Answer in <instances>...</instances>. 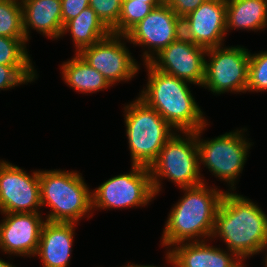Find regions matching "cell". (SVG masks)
<instances>
[{"label":"cell","instance_id":"1","mask_svg":"<svg viewBox=\"0 0 267 267\" xmlns=\"http://www.w3.org/2000/svg\"><path fill=\"white\" fill-rule=\"evenodd\" d=\"M220 237L226 249L242 261L267 250V215L251 199L225 191L220 201L212 238Z\"/></svg>","mask_w":267,"mask_h":267},{"label":"cell","instance_id":"2","mask_svg":"<svg viewBox=\"0 0 267 267\" xmlns=\"http://www.w3.org/2000/svg\"><path fill=\"white\" fill-rule=\"evenodd\" d=\"M203 182L180 188L182 198L171 208L161 237V246L171 249L179 243L206 241L213 234L215 216L225 191ZM202 240H201V239Z\"/></svg>","mask_w":267,"mask_h":267},{"label":"cell","instance_id":"3","mask_svg":"<svg viewBox=\"0 0 267 267\" xmlns=\"http://www.w3.org/2000/svg\"><path fill=\"white\" fill-rule=\"evenodd\" d=\"M146 65L148 81L138 96L155 109L176 132H195L208 125L206 118L193 98L189 84L177 77ZM188 83V84H187Z\"/></svg>","mask_w":267,"mask_h":267},{"label":"cell","instance_id":"4","mask_svg":"<svg viewBox=\"0 0 267 267\" xmlns=\"http://www.w3.org/2000/svg\"><path fill=\"white\" fill-rule=\"evenodd\" d=\"M41 206L51 211L46 221L78 223L92 211V195L81 173L68 170H39Z\"/></svg>","mask_w":267,"mask_h":267},{"label":"cell","instance_id":"5","mask_svg":"<svg viewBox=\"0 0 267 267\" xmlns=\"http://www.w3.org/2000/svg\"><path fill=\"white\" fill-rule=\"evenodd\" d=\"M132 165L150 167L175 130L139 97L124 107Z\"/></svg>","mask_w":267,"mask_h":267},{"label":"cell","instance_id":"6","mask_svg":"<svg viewBox=\"0 0 267 267\" xmlns=\"http://www.w3.org/2000/svg\"><path fill=\"white\" fill-rule=\"evenodd\" d=\"M180 134H184L183 137ZM180 134L176 132L165 143L157 159L149 167L156 196L162 191L163 178L169 179L168 181L180 188L194 187L206 181L200 173L195 132H180Z\"/></svg>","mask_w":267,"mask_h":267},{"label":"cell","instance_id":"7","mask_svg":"<svg viewBox=\"0 0 267 267\" xmlns=\"http://www.w3.org/2000/svg\"><path fill=\"white\" fill-rule=\"evenodd\" d=\"M206 126L195 131L199 165H204L220 181L227 182L231 187L230 190L234 191V188L236 190L235 183L246 163L249 149L253 146L244 137L247 129L233 130L210 140H204L201 139V133Z\"/></svg>","mask_w":267,"mask_h":267},{"label":"cell","instance_id":"8","mask_svg":"<svg viewBox=\"0 0 267 267\" xmlns=\"http://www.w3.org/2000/svg\"><path fill=\"white\" fill-rule=\"evenodd\" d=\"M91 195L92 210L143 207L156 197L149 167L141 165H132L129 173L106 180Z\"/></svg>","mask_w":267,"mask_h":267},{"label":"cell","instance_id":"9","mask_svg":"<svg viewBox=\"0 0 267 267\" xmlns=\"http://www.w3.org/2000/svg\"><path fill=\"white\" fill-rule=\"evenodd\" d=\"M223 46V47H222ZM204 81L202 87L211 93H246L250 51L243 46L224 45L209 48L205 57Z\"/></svg>","mask_w":267,"mask_h":267},{"label":"cell","instance_id":"10","mask_svg":"<svg viewBox=\"0 0 267 267\" xmlns=\"http://www.w3.org/2000/svg\"><path fill=\"white\" fill-rule=\"evenodd\" d=\"M125 40L126 35L111 33L97 43L81 49L78 54L111 85L129 81L137 75L140 66L133 59Z\"/></svg>","mask_w":267,"mask_h":267},{"label":"cell","instance_id":"11","mask_svg":"<svg viewBox=\"0 0 267 267\" xmlns=\"http://www.w3.org/2000/svg\"><path fill=\"white\" fill-rule=\"evenodd\" d=\"M182 19L162 2L127 34V42L135 46H146L143 62L148 63L161 50L182 35Z\"/></svg>","mask_w":267,"mask_h":267},{"label":"cell","instance_id":"12","mask_svg":"<svg viewBox=\"0 0 267 267\" xmlns=\"http://www.w3.org/2000/svg\"><path fill=\"white\" fill-rule=\"evenodd\" d=\"M30 174L0 160L1 213H40L39 170Z\"/></svg>","mask_w":267,"mask_h":267},{"label":"cell","instance_id":"13","mask_svg":"<svg viewBox=\"0 0 267 267\" xmlns=\"http://www.w3.org/2000/svg\"><path fill=\"white\" fill-rule=\"evenodd\" d=\"M206 51L181 35L148 63L158 71L202 87Z\"/></svg>","mask_w":267,"mask_h":267},{"label":"cell","instance_id":"14","mask_svg":"<svg viewBox=\"0 0 267 267\" xmlns=\"http://www.w3.org/2000/svg\"><path fill=\"white\" fill-rule=\"evenodd\" d=\"M182 36L206 49L223 45L226 30V0H207L182 18Z\"/></svg>","mask_w":267,"mask_h":267},{"label":"cell","instance_id":"15","mask_svg":"<svg viewBox=\"0 0 267 267\" xmlns=\"http://www.w3.org/2000/svg\"><path fill=\"white\" fill-rule=\"evenodd\" d=\"M0 250L5 254L32 257L46 220L41 213H1Z\"/></svg>","mask_w":267,"mask_h":267},{"label":"cell","instance_id":"16","mask_svg":"<svg viewBox=\"0 0 267 267\" xmlns=\"http://www.w3.org/2000/svg\"><path fill=\"white\" fill-rule=\"evenodd\" d=\"M72 222L45 221L34 256H39L43 267H68L73 251L75 225Z\"/></svg>","mask_w":267,"mask_h":267},{"label":"cell","instance_id":"17","mask_svg":"<svg viewBox=\"0 0 267 267\" xmlns=\"http://www.w3.org/2000/svg\"><path fill=\"white\" fill-rule=\"evenodd\" d=\"M168 251L178 267H241L244 264L234 252L207 245L205 241L179 243Z\"/></svg>","mask_w":267,"mask_h":267},{"label":"cell","instance_id":"18","mask_svg":"<svg viewBox=\"0 0 267 267\" xmlns=\"http://www.w3.org/2000/svg\"><path fill=\"white\" fill-rule=\"evenodd\" d=\"M23 10V29L26 41L30 28L50 39L61 38L63 31L61 0H20Z\"/></svg>","mask_w":267,"mask_h":267},{"label":"cell","instance_id":"19","mask_svg":"<svg viewBox=\"0 0 267 267\" xmlns=\"http://www.w3.org/2000/svg\"><path fill=\"white\" fill-rule=\"evenodd\" d=\"M267 27V0H226V30L260 31Z\"/></svg>","mask_w":267,"mask_h":267},{"label":"cell","instance_id":"20","mask_svg":"<svg viewBox=\"0 0 267 267\" xmlns=\"http://www.w3.org/2000/svg\"><path fill=\"white\" fill-rule=\"evenodd\" d=\"M69 32L74 42L76 53L111 34V30L90 6L64 25L61 36L63 37Z\"/></svg>","mask_w":267,"mask_h":267},{"label":"cell","instance_id":"21","mask_svg":"<svg viewBox=\"0 0 267 267\" xmlns=\"http://www.w3.org/2000/svg\"><path fill=\"white\" fill-rule=\"evenodd\" d=\"M74 55L71 60L63 62L60 68L63 80L69 87L82 94H91L112 86L102 74L85 62L78 53Z\"/></svg>","mask_w":267,"mask_h":267},{"label":"cell","instance_id":"22","mask_svg":"<svg viewBox=\"0 0 267 267\" xmlns=\"http://www.w3.org/2000/svg\"><path fill=\"white\" fill-rule=\"evenodd\" d=\"M161 3L123 0L118 23L111 29L112 34L126 35L135 25L142 21L155 7Z\"/></svg>","mask_w":267,"mask_h":267},{"label":"cell","instance_id":"23","mask_svg":"<svg viewBox=\"0 0 267 267\" xmlns=\"http://www.w3.org/2000/svg\"><path fill=\"white\" fill-rule=\"evenodd\" d=\"M0 36L26 38L20 0H0Z\"/></svg>","mask_w":267,"mask_h":267},{"label":"cell","instance_id":"24","mask_svg":"<svg viewBox=\"0 0 267 267\" xmlns=\"http://www.w3.org/2000/svg\"><path fill=\"white\" fill-rule=\"evenodd\" d=\"M26 43V38L0 36V65L33 66Z\"/></svg>","mask_w":267,"mask_h":267},{"label":"cell","instance_id":"25","mask_svg":"<svg viewBox=\"0 0 267 267\" xmlns=\"http://www.w3.org/2000/svg\"><path fill=\"white\" fill-rule=\"evenodd\" d=\"M267 90V51L251 54L248 64V84L246 92Z\"/></svg>","mask_w":267,"mask_h":267},{"label":"cell","instance_id":"26","mask_svg":"<svg viewBox=\"0 0 267 267\" xmlns=\"http://www.w3.org/2000/svg\"><path fill=\"white\" fill-rule=\"evenodd\" d=\"M37 76L33 66L0 65V90H8L21 84L31 83Z\"/></svg>","mask_w":267,"mask_h":267},{"label":"cell","instance_id":"27","mask_svg":"<svg viewBox=\"0 0 267 267\" xmlns=\"http://www.w3.org/2000/svg\"><path fill=\"white\" fill-rule=\"evenodd\" d=\"M123 0H89V6L111 30L119 21Z\"/></svg>","mask_w":267,"mask_h":267},{"label":"cell","instance_id":"28","mask_svg":"<svg viewBox=\"0 0 267 267\" xmlns=\"http://www.w3.org/2000/svg\"><path fill=\"white\" fill-rule=\"evenodd\" d=\"M89 7V0H61L62 22L65 25Z\"/></svg>","mask_w":267,"mask_h":267},{"label":"cell","instance_id":"29","mask_svg":"<svg viewBox=\"0 0 267 267\" xmlns=\"http://www.w3.org/2000/svg\"><path fill=\"white\" fill-rule=\"evenodd\" d=\"M206 1L207 0H164V2L181 19L190 12L196 10L202 3Z\"/></svg>","mask_w":267,"mask_h":267},{"label":"cell","instance_id":"30","mask_svg":"<svg viewBox=\"0 0 267 267\" xmlns=\"http://www.w3.org/2000/svg\"><path fill=\"white\" fill-rule=\"evenodd\" d=\"M166 262H168L169 264H172V267H178L174 257L169 253V251H166ZM168 260V261H167ZM122 267V266H120ZM123 267H160V266H154V265H138V264H128L127 266H123Z\"/></svg>","mask_w":267,"mask_h":267},{"label":"cell","instance_id":"31","mask_svg":"<svg viewBox=\"0 0 267 267\" xmlns=\"http://www.w3.org/2000/svg\"><path fill=\"white\" fill-rule=\"evenodd\" d=\"M0 267H16V266L15 265L13 266L9 262H6L3 259H0Z\"/></svg>","mask_w":267,"mask_h":267},{"label":"cell","instance_id":"32","mask_svg":"<svg viewBox=\"0 0 267 267\" xmlns=\"http://www.w3.org/2000/svg\"><path fill=\"white\" fill-rule=\"evenodd\" d=\"M135 1H146V3H162L164 0H135Z\"/></svg>","mask_w":267,"mask_h":267},{"label":"cell","instance_id":"33","mask_svg":"<svg viewBox=\"0 0 267 267\" xmlns=\"http://www.w3.org/2000/svg\"><path fill=\"white\" fill-rule=\"evenodd\" d=\"M264 262H265V267H267V253L265 254V257H264Z\"/></svg>","mask_w":267,"mask_h":267}]
</instances>
